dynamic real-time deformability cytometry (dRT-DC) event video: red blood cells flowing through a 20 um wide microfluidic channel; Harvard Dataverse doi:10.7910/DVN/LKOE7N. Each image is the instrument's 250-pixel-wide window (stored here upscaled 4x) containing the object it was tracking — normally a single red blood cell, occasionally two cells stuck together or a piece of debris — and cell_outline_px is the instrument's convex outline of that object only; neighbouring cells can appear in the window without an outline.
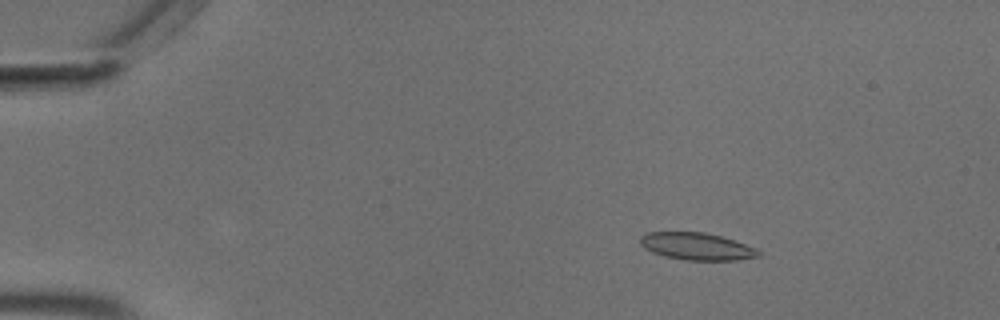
{"species": "common noctule bat (a hibernating species)", "species_latin": "Nyctalus noctula", "temperature_condition": "cold", "stored_images_in_passage": 56, "camera_frame_rate_fps": 3000, "um_per_image_px": 0.085, "animal": {"sex": "male", "body_mass_g": 18.8}, "frame": {"image": 1, "passage_image": 10, "time_ms": 3.0, "image_size_px": [1000, 320], "cell_outline_px": [[760, 256], [736, 260], [684, 260], [664, 256], [652, 252], [644, 248], [640, 244], [640, 236], [648, 232], [704, 232], [720, 236], [756, 248], [760, 252]], "centroid_in_image_um": [59.19, 20.94], "position_along_channel_um": 25.8, "area_um2": 18.67}}
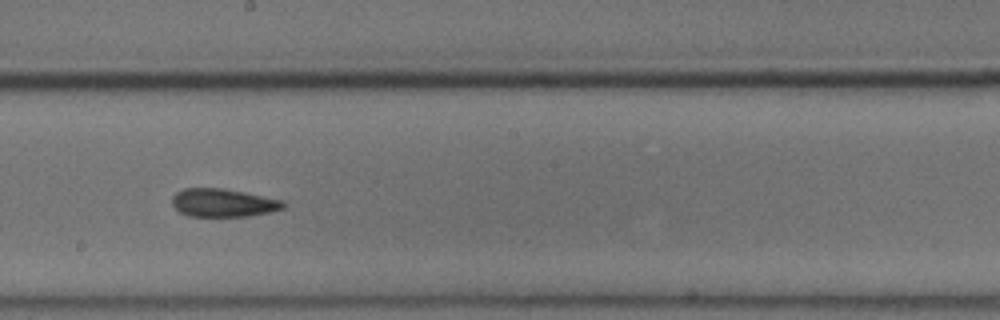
{"frame": {"image": 2, "passage_image": 33, "time_ms": 10.667, "image_size_px": [1000, 320], "cell_outline_px": [[288, 204], [284, 208], [272, 212], [248, 216], [188, 216], [180, 212], [172, 204], [172, 196], [176, 192], [184, 188], [224, 188], [284, 200]], "centroid_in_image_um": [19.01, 17.23], "position_along_channel_um": 229.2, "area_um2": 18.44}}
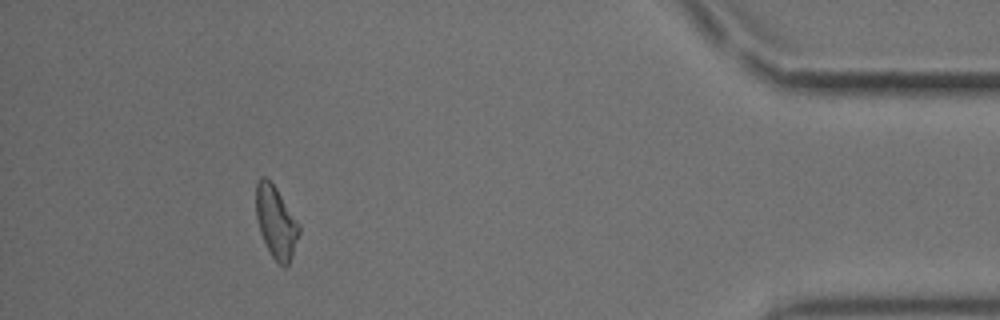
{"frame": {"image": 3, "passage_image": 52, "time_ms": 17.0, "image_size_px": [1000, 320], "cell_outline_px": [[300, 232], [292, 256], [288, 264], [284, 268], [272, 256], [260, 232], [256, 216], [256, 184], [260, 176], [264, 176], [276, 188], [300, 224]], "centroid_in_image_um": [23.47, 18.87], "position_along_channel_um": 411.7, "area_um2": 17.86}, "authors_computed_cell_mechanics": {"area_um2": 18.4671, "velocity_mm_per_s": 3.68, "shape_relaxation_time_tau1_ms": 7.4529, "shape_relaxation_time_tau2_ms": 2.7001, "deformation_change_tau1": 0.1436, "deformation_change_tau2": 0.0777}}